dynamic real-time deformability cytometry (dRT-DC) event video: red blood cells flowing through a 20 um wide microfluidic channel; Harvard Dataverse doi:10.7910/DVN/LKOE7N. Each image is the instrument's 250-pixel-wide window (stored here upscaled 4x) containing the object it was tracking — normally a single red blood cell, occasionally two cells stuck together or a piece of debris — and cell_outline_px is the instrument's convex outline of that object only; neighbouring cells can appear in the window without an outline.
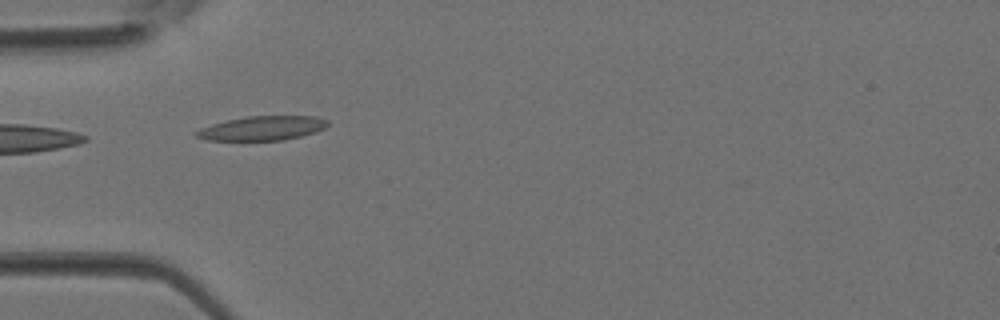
{"species": "Egyptian fruit bat (a non-hibernating species)", "species_latin": "Rousettus aegyptiacus", "temperature_condition": "room temperature", "stored_images_in_passage": 4, "camera_frame_rate_fps": 3000, "um_per_image_px": 0.085, "animal": {"sex": "female"}, "frame": {"image": 1, "passage_image": 3, "time_ms": 0.667, "image_size_px": [1000, 320], "cell_outline_px": [[328, 124], [324, 128], [316, 132], [284, 140], [208, 140], [196, 136], [192, 132], [200, 128], [212, 124], [228, 120], [248, 116], [316, 116], [328, 120]], "centroid_in_image_um": [22.29, 10.89], "position_along_channel_um": 62.7, "area_um2": 18.5}}
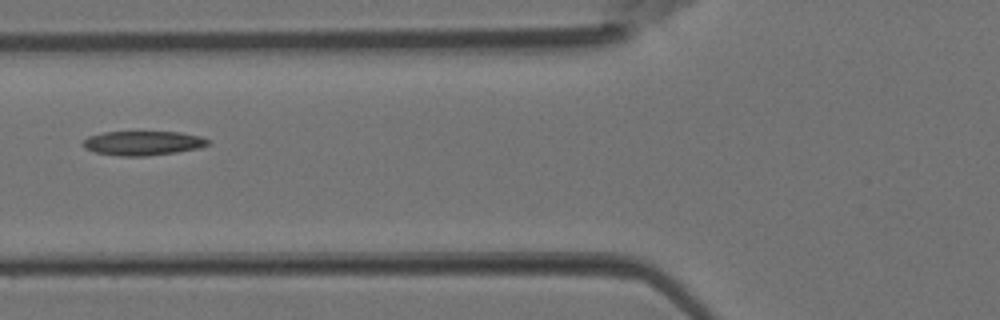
{"frame": {"image": 2, "passage_image": 4, "time_ms": 1.0, "image_size_px": [1000, 320], "cell_outline_px": [[208, 144], [200, 148], [176, 152], [144, 156], [120, 156], [96, 152], [84, 148], [84, 140], [88, 136], [104, 132], [180, 132], [200, 136], [208, 140]], "centroid_in_image_um": [12.14, 12.16], "position_along_channel_um": 113.7, "area_um2": 17.51}}